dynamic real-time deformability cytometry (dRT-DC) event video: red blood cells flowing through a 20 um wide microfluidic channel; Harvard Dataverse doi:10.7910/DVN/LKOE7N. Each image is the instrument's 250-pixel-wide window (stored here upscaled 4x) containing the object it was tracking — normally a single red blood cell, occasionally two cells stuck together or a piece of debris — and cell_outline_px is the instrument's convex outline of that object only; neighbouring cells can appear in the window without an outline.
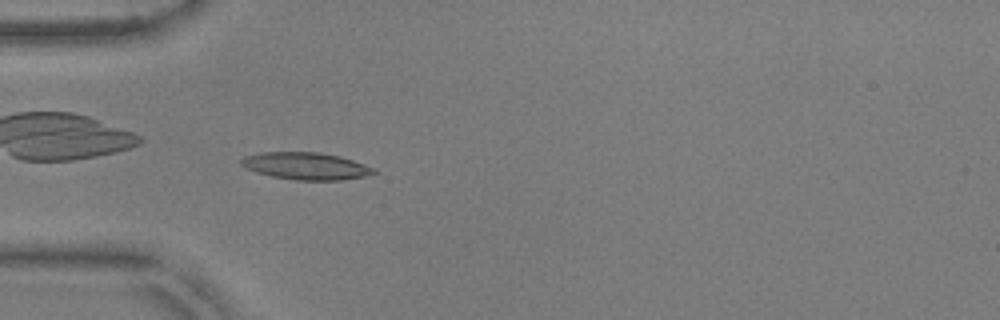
{"species": "common noctule bat (a hibernating species)", "species_latin": "Nyctalus noctula", "temperature_condition": "warm", "stored_images_in_passage": 42, "camera_frame_rate_fps": 3000, "um_per_image_px": 0.085, "animal": {"sex": "male", "body_mass_g": 17.9, "forearm_length_mm": 54.2}, "frame": {"image": 1, "passage_image": 5, "time_ms": 1.333, "image_size_px": [1000, 320], "cell_outline_px": [[376, 172], [368, 176], [344, 180], [296, 180], [272, 176], [256, 172], [244, 168], [240, 164], [240, 160], [244, 156], [260, 152], [320, 152], [340, 156], [376, 168]], "centroid_in_image_um": [26.0, 14.11], "position_along_channel_um": 59.0, "area_um2": 21.21}}
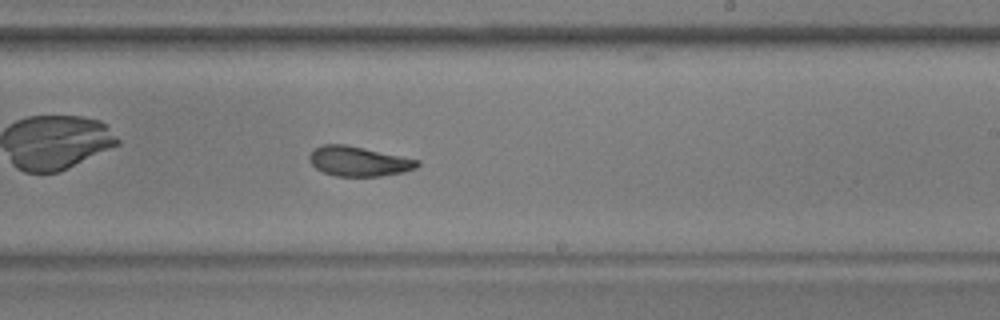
{"frame": {"image": 2, "passage_image": 21, "time_ms": 6.667, "image_size_px": [1000, 320], "cell_outline_px": [[420, 164], [416, 168], [404, 172], [380, 176], [336, 176], [324, 172], [316, 168], [308, 160], [308, 156], [312, 148], [320, 144], [344, 144], [364, 148], [420, 160]], "centroid_in_image_um": [30.45, 13.7], "position_along_channel_um": 258.6, "area_um2": 18.84}}
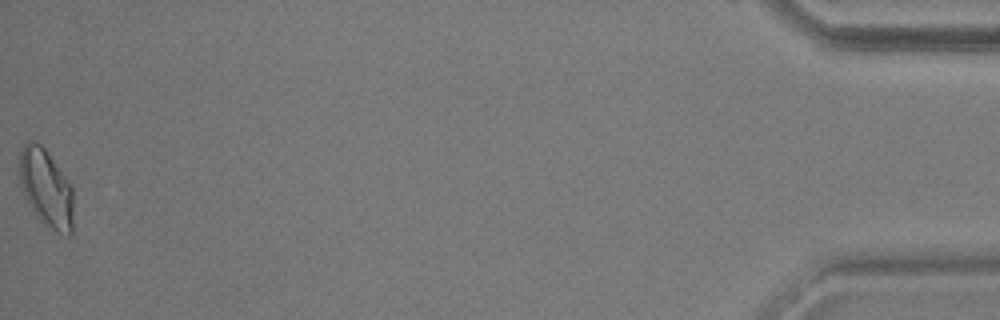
{"frame": {"image": 3, "passage_image": 42, "time_ms": 13.667, "image_size_px": [1000, 320], "cell_outline_px": [[72, 232], [68, 236], [56, 232], [44, 224], [36, 216], [28, 204], [24, 196], [20, 184], [20, 152], [24, 144], [28, 140], [32, 140], [40, 144], [44, 148], [64, 176], [72, 188]], "centroid_in_image_um": [3.9, 16.01], "position_along_channel_um": 431.3, "area_um2": 24.16}, "authors_computed_cell_mechanics": {"area_um2": 19.7098, "velocity_mm_per_s": 3.8098, "shape_relaxation_time_tau1_ms": 8.7942, "shape_relaxation_time_tau2_ms": 1.9624, "deformation_change_tau1": 0.2119, "deformation_change_tau2": 0.0864}}